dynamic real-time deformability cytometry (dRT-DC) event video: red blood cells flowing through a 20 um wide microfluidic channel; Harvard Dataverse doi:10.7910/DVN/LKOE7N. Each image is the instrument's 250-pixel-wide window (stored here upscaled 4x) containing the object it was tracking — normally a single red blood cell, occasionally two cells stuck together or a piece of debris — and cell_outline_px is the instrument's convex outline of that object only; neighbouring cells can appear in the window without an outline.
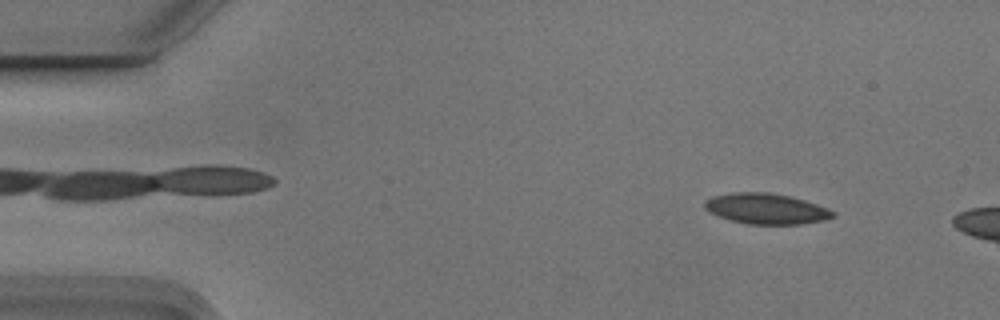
{"species": "Egyptian fruit bat (a non-hibernating species)", "species_latin": "Rousettus aegyptiacus", "temperature_condition": "cold", "stored_images_in_passage": 4, "camera_frame_rate_fps": 3000, "um_per_image_px": 0.085, "animal": {"sex": "male"}, "frame": {"image": 1, "passage_image": 1, "time_ms": 0.0, "image_size_px": [1000, 320], "cell_outline_px": [[836, 216], [824, 220], [800, 224], [748, 224], [732, 220], [720, 216], [704, 208], [704, 200], [712, 196], [732, 192], [768, 192], [788, 196], [804, 200], [828, 208], [836, 212]], "centroid_in_image_um": [65.14, 17.73], "position_along_channel_um": 19.9, "area_um2": 22.77}}